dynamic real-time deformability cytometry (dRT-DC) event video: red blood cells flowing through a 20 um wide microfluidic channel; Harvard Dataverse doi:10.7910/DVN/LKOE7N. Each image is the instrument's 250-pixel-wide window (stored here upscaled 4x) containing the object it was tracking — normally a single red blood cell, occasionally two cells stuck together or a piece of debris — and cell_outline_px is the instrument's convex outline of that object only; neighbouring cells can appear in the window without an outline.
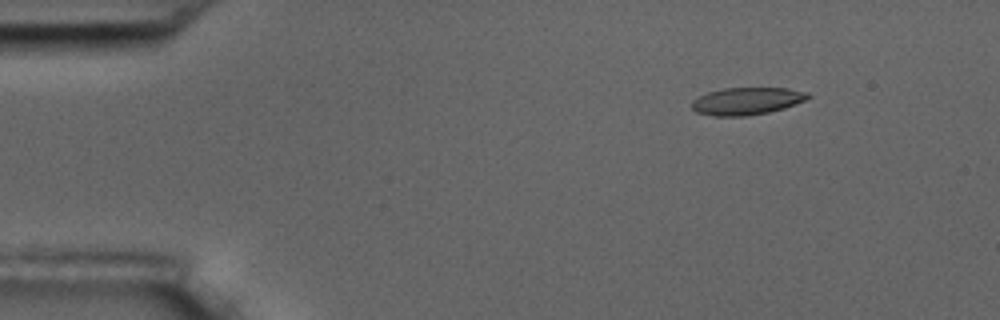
{"species": "common noctule bat (a hibernating species)", "species_latin": "Nyctalus noctula", "temperature_condition": "room temperature", "stored_images_in_passage": 6, "camera_frame_rate_fps": 3000, "um_per_image_px": 0.085, "animal": {"sex": "male", "body_mass_g": 17.5, "forearm_length_mm": 52.3}, "frame": {"image": 1, "passage_image": 3, "time_ms": 2.333, "image_size_px": [1000, 320], "cell_outline_px": [[812, 96], [804, 100], [784, 108], [768, 112], [744, 116], [712, 116], [696, 112], [692, 108], [692, 100], [708, 92], [724, 88], [788, 88], [808, 92]], "centroid_in_image_um": [63.47, 8.59], "position_along_channel_um": 21.5, "area_um2": 18.44}}